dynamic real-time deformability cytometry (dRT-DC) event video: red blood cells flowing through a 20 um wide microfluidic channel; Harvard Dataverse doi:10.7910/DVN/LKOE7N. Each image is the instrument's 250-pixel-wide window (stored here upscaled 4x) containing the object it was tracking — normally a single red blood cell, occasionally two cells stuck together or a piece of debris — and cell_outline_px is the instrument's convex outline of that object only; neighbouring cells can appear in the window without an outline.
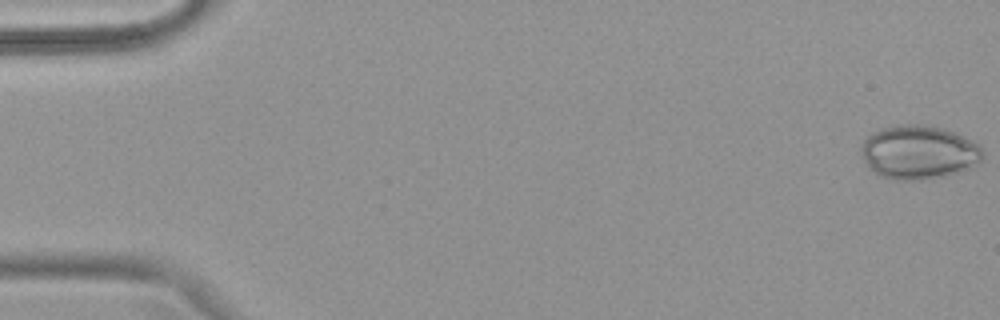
{"species": "common noctule bat (a hibernating species)", "species_latin": "Nyctalus noctula", "temperature_condition": "warm", "stored_images_in_passage": 51, "camera_frame_rate_fps": 3000, "um_per_image_px": 0.085, "animal": {"sex": "female", "body_mass_g": 18.4}, "frame": {"image": 1, "passage_image": 1, "time_ms": 0.0, "image_size_px": [1000, 320], "cell_outline_px": [[984, 156], [972, 168], [960, 172], [944, 176], [920, 180], [892, 180], [880, 176], [868, 168], [864, 160], [860, 148], [864, 140], [872, 132], [880, 128], [896, 124], [920, 124], [944, 128], [956, 132], [980, 144], [984, 152]], "centroid_in_image_um": [78.1, 12.93], "position_along_channel_um": 6.9, "area_um2": 38.78}}
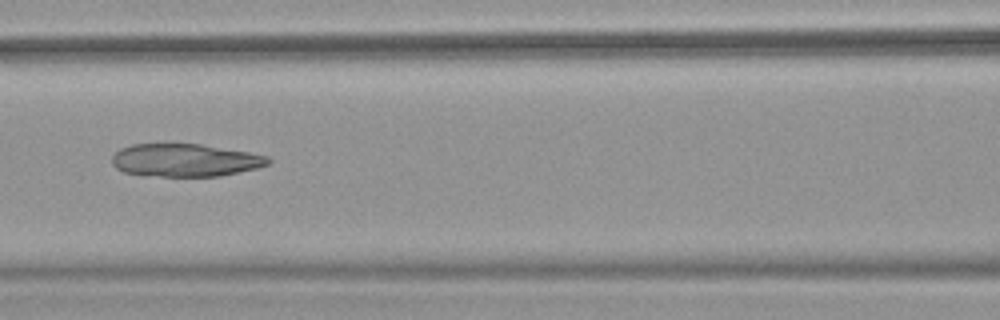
{"frame": {"image": 2, "passage_image": 23, "time_ms": 7.333, "image_size_px": [1000, 320], "cell_outline_px": [[272, 160], [268, 164], [256, 168], [220, 176], [160, 176], [124, 172], [116, 168], [112, 164], [112, 156], [120, 148], [132, 144], [200, 144], [248, 152], [268, 156]], "centroid_in_image_um": [15.73, 13.61], "position_along_channel_um": 150.9, "area_um2": 29.65}}
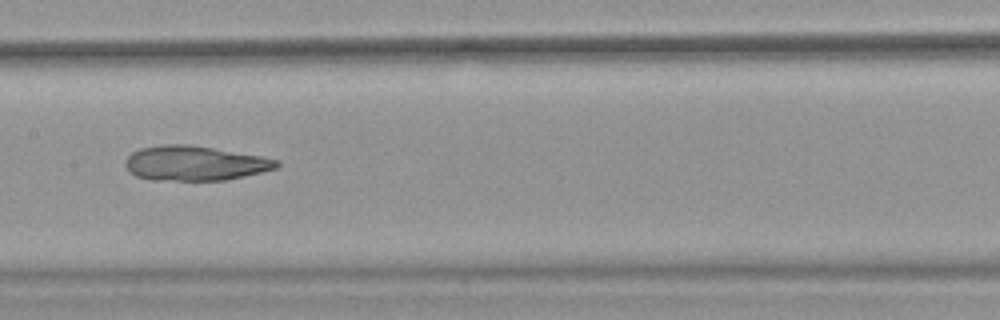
{"frame": {"image": 3, "passage_image": 26, "time_ms": 8.333, "image_size_px": [1000, 320], "cell_outline_px": [[280, 164], [276, 168], [244, 176], [224, 180], [152, 180], [136, 176], [128, 172], [124, 164], [124, 160], [132, 152], [140, 148], [164, 144], [188, 144], [260, 156], [280, 160]], "centroid_in_image_um": [16.5, 13.87], "position_along_channel_um": 190.9, "area_um2": 30.58}}